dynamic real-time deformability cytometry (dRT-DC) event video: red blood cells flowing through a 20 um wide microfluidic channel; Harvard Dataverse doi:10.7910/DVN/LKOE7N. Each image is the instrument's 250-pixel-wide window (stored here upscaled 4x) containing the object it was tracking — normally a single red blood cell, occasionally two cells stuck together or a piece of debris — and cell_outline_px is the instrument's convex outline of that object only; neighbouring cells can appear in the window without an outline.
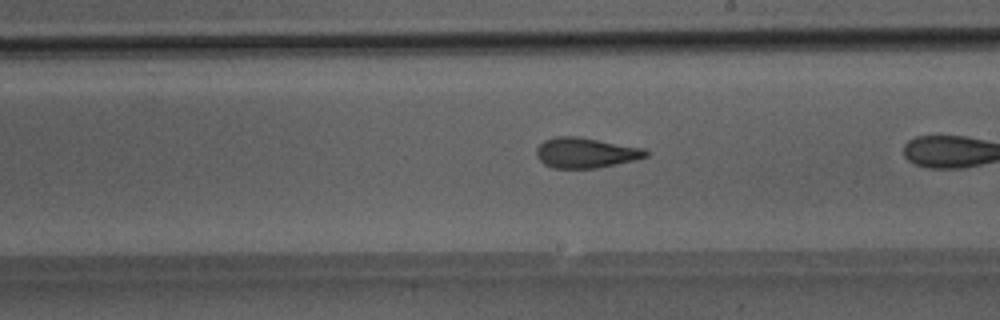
{"species": "Egyptian fruit bat (a non-hibernating species)", "species_latin": "Rousettus aegyptiacus", "temperature_condition": "room temperature", "stored_images_in_passage": 18, "camera_frame_rate_fps": 3000, "um_per_image_px": 0.085, "animal": {"sex": "male"}, "frame": {"image": 1, "passage_image": 8, "time_ms": 2.333, "image_size_px": [1000, 320], "cell_outline_px": [[648, 156], [636, 160], [596, 168], [552, 168], [544, 164], [536, 156], [536, 148], [544, 140], [556, 136], [580, 136], [644, 148], [648, 152]], "centroid_in_image_um": [49.78, 12.98], "position_along_channel_um": 239.2, "area_um2": 19.48}}